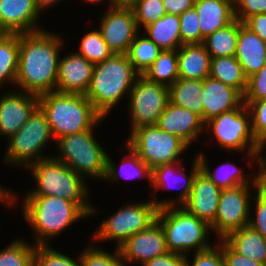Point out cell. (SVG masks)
<instances>
[{"mask_svg":"<svg viewBox=\"0 0 266 266\" xmlns=\"http://www.w3.org/2000/svg\"><path fill=\"white\" fill-rule=\"evenodd\" d=\"M62 44L63 38L53 31L19 34L16 88L37 96L56 91Z\"/></svg>","mask_w":266,"mask_h":266,"instance_id":"obj_1","label":"cell"},{"mask_svg":"<svg viewBox=\"0 0 266 266\" xmlns=\"http://www.w3.org/2000/svg\"><path fill=\"white\" fill-rule=\"evenodd\" d=\"M35 185L25 196H55L77 203L90 217L98 213L89 202L90 189L85 179L53 155L40 159L26 168ZM89 199V200H88Z\"/></svg>","mask_w":266,"mask_h":266,"instance_id":"obj_2","label":"cell"},{"mask_svg":"<svg viewBox=\"0 0 266 266\" xmlns=\"http://www.w3.org/2000/svg\"><path fill=\"white\" fill-rule=\"evenodd\" d=\"M55 142L66 135L97 128L104 117L83 94L52 91L38 96Z\"/></svg>","mask_w":266,"mask_h":266,"instance_id":"obj_3","label":"cell"},{"mask_svg":"<svg viewBox=\"0 0 266 266\" xmlns=\"http://www.w3.org/2000/svg\"><path fill=\"white\" fill-rule=\"evenodd\" d=\"M23 219L34 232L36 246H49L69 226L89 215L75 202L55 196H24Z\"/></svg>","mask_w":266,"mask_h":266,"instance_id":"obj_4","label":"cell"},{"mask_svg":"<svg viewBox=\"0 0 266 266\" xmlns=\"http://www.w3.org/2000/svg\"><path fill=\"white\" fill-rule=\"evenodd\" d=\"M139 75L127 54H113L103 62L94 64L85 96L106 118L123 98L129 96Z\"/></svg>","mask_w":266,"mask_h":266,"instance_id":"obj_5","label":"cell"},{"mask_svg":"<svg viewBox=\"0 0 266 266\" xmlns=\"http://www.w3.org/2000/svg\"><path fill=\"white\" fill-rule=\"evenodd\" d=\"M156 221L164 230L169 252L189 256L190 251L198 252L212 246V242L208 240L209 233H212L210 225L183 206L159 208Z\"/></svg>","mask_w":266,"mask_h":266,"instance_id":"obj_6","label":"cell"},{"mask_svg":"<svg viewBox=\"0 0 266 266\" xmlns=\"http://www.w3.org/2000/svg\"><path fill=\"white\" fill-rule=\"evenodd\" d=\"M94 131L96 129L59 138L54 143L58 148V157H54L84 179L101 181L106 174L108 153L96 140Z\"/></svg>","mask_w":266,"mask_h":266,"instance_id":"obj_7","label":"cell"},{"mask_svg":"<svg viewBox=\"0 0 266 266\" xmlns=\"http://www.w3.org/2000/svg\"><path fill=\"white\" fill-rule=\"evenodd\" d=\"M205 131L206 134L209 133V139L212 134L220 148L230 154L234 151L244 153L248 157V166L251 168V165H254L259 143L253 135L250 113L244 103L239 108L221 113L207 121Z\"/></svg>","mask_w":266,"mask_h":266,"instance_id":"obj_8","label":"cell"},{"mask_svg":"<svg viewBox=\"0 0 266 266\" xmlns=\"http://www.w3.org/2000/svg\"><path fill=\"white\" fill-rule=\"evenodd\" d=\"M51 140L55 141L50 125L45 113L38 106L19 131L7 139V149L2 162L10 167L16 165L27 168L40 159L51 157L43 152Z\"/></svg>","mask_w":266,"mask_h":266,"instance_id":"obj_9","label":"cell"},{"mask_svg":"<svg viewBox=\"0 0 266 266\" xmlns=\"http://www.w3.org/2000/svg\"><path fill=\"white\" fill-rule=\"evenodd\" d=\"M126 144L153 170L163 164L184 162L181 157L189 147L174 134L162 131L156 125L134 129Z\"/></svg>","mask_w":266,"mask_h":266,"instance_id":"obj_10","label":"cell"},{"mask_svg":"<svg viewBox=\"0 0 266 266\" xmlns=\"http://www.w3.org/2000/svg\"><path fill=\"white\" fill-rule=\"evenodd\" d=\"M158 209L151 199L143 202H127L100 222L91 240L95 242L116 240L115 247L118 248L131 236L149 228L156 221Z\"/></svg>","mask_w":266,"mask_h":266,"instance_id":"obj_11","label":"cell"},{"mask_svg":"<svg viewBox=\"0 0 266 266\" xmlns=\"http://www.w3.org/2000/svg\"><path fill=\"white\" fill-rule=\"evenodd\" d=\"M129 99V100H128ZM130 112V133L141 126L155 125L169 99V87L139 75L127 98Z\"/></svg>","mask_w":266,"mask_h":266,"instance_id":"obj_12","label":"cell"},{"mask_svg":"<svg viewBox=\"0 0 266 266\" xmlns=\"http://www.w3.org/2000/svg\"><path fill=\"white\" fill-rule=\"evenodd\" d=\"M256 187L257 184H244L222 189L215 221L210 225L217 240H222L231 232L248 226L252 203L250 197H253Z\"/></svg>","mask_w":266,"mask_h":266,"instance_id":"obj_13","label":"cell"},{"mask_svg":"<svg viewBox=\"0 0 266 266\" xmlns=\"http://www.w3.org/2000/svg\"><path fill=\"white\" fill-rule=\"evenodd\" d=\"M192 161L191 171L187 175L183 169V162H176L173 164H163L155 167L152 170L151 175V187H154V190H171L180 189V193L173 199H161L159 200L155 194L151 199L158 208H163L167 206H181L189 197L190 191L193 187V182L197 173L201 170L200 163L197 159V156ZM183 181V182H182ZM182 183V184H181ZM181 184V186H179Z\"/></svg>","mask_w":266,"mask_h":266,"instance_id":"obj_14","label":"cell"},{"mask_svg":"<svg viewBox=\"0 0 266 266\" xmlns=\"http://www.w3.org/2000/svg\"><path fill=\"white\" fill-rule=\"evenodd\" d=\"M98 30L113 54H127L140 32L132 9L111 7L102 14Z\"/></svg>","mask_w":266,"mask_h":266,"instance_id":"obj_15","label":"cell"},{"mask_svg":"<svg viewBox=\"0 0 266 266\" xmlns=\"http://www.w3.org/2000/svg\"><path fill=\"white\" fill-rule=\"evenodd\" d=\"M118 251L125 266H130L134 262H138L137 264L140 263L142 266L147 261L168 252L164 230L155 221L146 230L140 231L126 240L118 247Z\"/></svg>","mask_w":266,"mask_h":266,"instance_id":"obj_16","label":"cell"},{"mask_svg":"<svg viewBox=\"0 0 266 266\" xmlns=\"http://www.w3.org/2000/svg\"><path fill=\"white\" fill-rule=\"evenodd\" d=\"M38 107V96L20 90L0 97V136L9 139L28 121Z\"/></svg>","mask_w":266,"mask_h":266,"instance_id":"obj_17","label":"cell"},{"mask_svg":"<svg viewBox=\"0 0 266 266\" xmlns=\"http://www.w3.org/2000/svg\"><path fill=\"white\" fill-rule=\"evenodd\" d=\"M155 125L164 132L178 136L188 146L199 140L198 137L201 138L202 133L206 135L205 123L199 114L170 101Z\"/></svg>","mask_w":266,"mask_h":266,"instance_id":"obj_18","label":"cell"},{"mask_svg":"<svg viewBox=\"0 0 266 266\" xmlns=\"http://www.w3.org/2000/svg\"><path fill=\"white\" fill-rule=\"evenodd\" d=\"M94 64L75 51L59 59L56 91L85 95L93 75Z\"/></svg>","mask_w":266,"mask_h":266,"instance_id":"obj_19","label":"cell"},{"mask_svg":"<svg viewBox=\"0 0 266 266\" xmlns=\"http://www.w3.org/2000/svg\"><path fill=\"white\" fill-rule=\"evenodd\" d=\"M35 0H0V26L9 34L43 30Z\"/></svg>","mask_w":266,"mask_h":266,"instance_id":"obj_20","label":"cell"},{"mask_svg":"<svg viewBox=\"0 0 266 266\" xmlns=\"http://www.w3.org/2000/svg\"><path fill=\"white\" fill-rule=\"evenodd\" d=\"M221 192L222 189L200 170L195 176L188 199L181 206L211 225L215 221Z\"/></svg>","mask_w":266,"mask_h":266,"instance_id":"obj_21","label":"cell"},{"mask_svg":"<svg viewBox=\"0 0 266 266\" xmlns=\"http://www.w3.org/2000/svg\"><path fill=\"white\" fill-rule=\"evenodd\" d=\"M203 122L220 115L221 113L239 108L243 103V94L236 88L223 82L206 77L203 80Z\"/></svg>","mask_w":266,"mask_h":266,"instance_id":"obj_22","label":"cell"},{"mask_svg":"<svg viewBox=\"0 0 266 266\" xmlns=\"http://www.w3.org/2000/svg\"><path fill=\"white\" fill-rule=\"evenodd\" d=\"M235 57L247 77L266 64V43L240 21Z\"/></svg>","mask_w":266,"mask_h":266,"instance_id":"obj_23","label":"cell"},{"mask_svg":"<svg viewBox=\"0 0 266 266\" xmlns=\"http://www.w3.org/2000/svg\"><path fill=\"white\" fill-rule=\"evenodd\" d=\"M201 31V44L204 38L235 20L234 3L230 0H195Z\"/></svg>","mask_w":266,"mask_h":266,"instance_id":"obj_24","label":"cell"},{"mask_svg":"<svg viewBox=\"0 0 266 266\" xmlns=\"http://www.w3.org/2000/svg\"><path fill=\"white\" fill-rule=\"evenodd\" d=\"M178 76L203 81L210 74V54L203 44L182 45L177 50Z\"/></svg>","mask_w":266,"mask_h":266,"instance_id":"obj_25","label":"cell"},{"mask_svg":"<svg viewBox=\"0 0 266 266\" xmlns=\"http://www.w3.org/2000/svg\"><path fill=\"white\" fill-rule=\"evenodd\" d=\"M143 29L144 34L162 50H178L182 46L179 15L165 14Z\"/></svg>","mask_w":266,"mask_h":266,"instance_id":"obj_26","label":"cell"},{"mask_svg":"<svg viewBox=\"0 0 266 266\" xmlns=\"http://www.w3.org/2000/svg\"><path fill=\"white\" fill-rule=\"evenodd\" d=\"M200 152L196 156L200 163L202 172H204L208 178L220 189H230L244 184H257L256 175H245L243 173V168L241 170L240 167L233 163L224 162V164H220L216 170H210V167H208L207 164V158H205L206 155L203 154L202 151Z\"/></svg>","mask_w":266,"mask_h":266,"instance_id":"obj_27","label":"cell"},{"mask_svg":"<svg viewBox=\"0 0 266 266\" xmlns=\"http://www.w3.org/2000/svg\"><path fill=\"white\" fill-rule=\"evenodd\" d=\"M235 252L266 266V239L249 226L231 232L223 239Z\"/></svg>","mask_w":266,"mask_h":266,"instance_id":"obj_28","label":"cell"},{"mask_svg":"<svg viewBox=\"0 0 266 266\" xmlns=\"http://www.w3.org/2000/svg\"><path fill=\"white\" fill-rule=\"evenodd\" d=\"M124 145H126V147H123L122 151L125 152V148H128L126 151L129 153H127L120 161V168L116 166V163L113 162L108 154L104 180H107L106 182H119L120 178L127 180L135 178L136 180V178L139 179L141 177L142 179L144 177L148 179L150 184L152 170L144 163L143 160L138 157V155L130 148V146L127 144Z\"/></svg>","mask_w":266,"mask_h":266,"instance_id":"obj_29","label":"cell"},{"mask_svg":"<svg viewBox=\"0 0 266 266\" xmlns=\"http://www.w3.org/2000/svg\"><path fill=\"white\" fill-rule=\"evenodd\" d=\"M203 81L178 78L169 87V99L173 104L199 114L203 120Z\"/></svg>","mask_w":266,"mask_h":266,"instance_id":"obj_30","label":"cell"},{"mask_svg":"<svg viewBox=\"0 0 266 266\" xmlns=\"http://www.w3.org/2000/svg\"><path fill=\"white\" fill-rule=\"evenodd\" d=\"M209 76L238 89L242 94L246 91L248 77L235 56L211 58Z\"/></svg>","mask_w":266,"mask_h":266,"instance_id":"obj_31","label":"cell"},{"mask_svg":"<svg viewBox=\"0 0 266 266\" xmlns=\"http://www.w3.org/2000/svg\"><path fill=\"white\" fill-rule=\"evenodd\" d=\"M238 35L239 20L235 19L227 26L204 38L203 45L211 58L235 56Z\"/></svg>","mask_w":266,"mask_h":266,"instance_id":"obj_32","label":"cell"},{"mask_svg":"<svg viewBox=\"0 0 266 266\" xmlns=\"http://www.w3.org/2000/svg\"><path fill=\"white\" fill-rule=\"evenodd\" d=\"M143 76L150 81L170 87L179 78L177 50H162Z\"/></svg>","mask_w":266,"mask_h":266,"instance_id":"obj_33","label":"cell"},{"mask_svg":"<svg viewBox=\"0 0 266 266\" xmlns=\"http://www.w3.org/2000/svg\"><path fill=\"white\" fill-rule=\"evenodd\" d=\"M18 60L19 34H9L0 43V89L1 85H8V83L15 86Z\"/></svg>","mask_w":266,"mask_h":266,"instance_id":"obj_34","label":"cell"},{"mask_svg":"<svg viewBox=\"0 0 266 266\" xmlns=\"http://www.w3.org/2000/svg\"><path fill=\"white\" fill-rule=\"evenodd\" d=\"M140 33L136 35L131 43L127 56L135 70L143 75L162 52V49L146 35H139Z\"/></svg>","mask_w":266,"mask_h":266,"instance_id":"obj_35","label":"cell"},{"mask_svg":"<svg viewBox=\"0 0 266 266\" xmlns=\"http://www.w3.org/2000/svg\"><path fill=\"white\" fill-rule=\"evenodd\" d=\"M79 43V49L75 52L93 64L103 62L113 55L98 28L87 32Z\"/></svg>","mask_w":266,"mask_h":266,"instance_id":"obj_36","label":"cell"},{"mask_svg":"<svg viewBox=\"0 0 266 266\" xmlns=\"http://www.w3.org/2000/svg\"><path fill=\"white\" fill-rule=\"evenodd\" d=\"M36 245L16 238L0 251V266H32Z\"/></svg>","mask_w":266,"mask_h":266,"instance_id":"obj_37","label":"cell"},{"mask_svg":"<svg viewBox=\"0 0 266 266\" xmlns=\"http://www.w3.org/2000/svg\"><path fill=\"white\" fill-rule=\"evenodd\" d=\"M81 266H125L121 259L118 248H115L113 253L95 246V243L87 245L80 252Z\"/></svg>","mask_w":266,"mask_h":266,"instance_id":"obj_38","label":"cell"},{"mask_svg":"<svg viewBox=\"0 0 266 266\" xmlns=\"http://www.w3.org/2000/svg\"><path fill=\"white\" fill-rule=\"evenodd\" d=\"M32 266H81L80 254L75 260L52 246H36Z\"/></svg>","mask_w":266,"mask_h":266,"instance_id":"obj_39","label":"cell"},{"mask_svg":"<svg viewBox=\"0 0 266 266\" xmlns=\"http://www.w3.org/2000/svg\"><path fill=\"white\" fill-rule=\"evenodd\" d=\"M132 11L134 12L137 26L139 29L141 28V31L142 28L161 19L166 14L163 0H139L132 8Z\"/></svg>","mask_w":266,"mask_h":266,"instance_id":"obj_40","label":"cell"},{"mask_svg":"<svg viewBox=\"0 0 266 266\" xmlns=\"http://www.w3.org/2000/svg\"><path fill=\"white\" fill-rule=\"evenodd\" d=\"M179 18L182 45L201 44L199 18L195 8L186 10Z\"/></svg>","mask_w":266,"mask_h":266,"instance_id":"obj_41","label":"cell"},{"mask_svg":"<svg viewBox=\"0 0 266 266\" xmlns=\"http://www.w3.org/2000/svg\"><path fill=\"white\" fill-rule=\"evenodd\" d=\"M250 117L253 135L258 143L266 138V98L258 101H244Z\"/></svg>","mask_w":266,"mask_h":266,"instance_id":"obj_42","label":"cell"},{"mask_svg":"<svg viewBox=\"0 0 266 266\" xmlns=\"http://www.w3.org/2000/svg\"><path fill=\"white\" fill-rule=\"evenodd\" d=\"M255 194L251 199L255 202L251 206L250 204V215L248 226L254 231L261 234L266 239V193L261 191L258 187L255 189ZM254 208V209H251ZM252 210H254L253 215L251 214Z\"/></svg>","mask_w":266,"mask_h":266,"instance_id":"obj_43","label":"cell"},{"mask_svg":"<svg viewBox=\"0 0 266 266\" xmlns=\"http://www.w3.org/2000/svg\"><path fill=\"white\" fill-rule=\"evenodd\" d=\"M193 258V260H188L189 258L186 256V266H224L221 240L213 243L210 248L194 252Z\"/></svg>","mask_w":266,"mask_h":266,"instance_id":"obj_44","label":"cell"},{"mask_svg":"<svg viewBox=\"0 0 266 266\" xmlns=\"http://www.w3.org/2000/svg\"><path fill=\"white\" fill-rule=\"evenodd\" d=\"M266 98V64L260 71L247 79V88L243 94L244 101H258Z\"/></svg>","mask_w":266,"mask_h":266,"instance_id":"obj_45","label":"cell"},{"mask_svg":"<svg viewBox=\"0 0 266 266\" xmlns=\"http://www.w3.org/2000/svg\"><path fill=\"white\" fill-rule=\"evenodd\" d=\"M234 13L235 19L243 23L253 15L266 13V0H236Z\"/></svg>","mask_w":266,"mask_h":266,"instance_id":"obj_46","label":"cell"},{"mask_svg":"<svg viewBox=\"0 0 266 266\" xmlns=\"http://www.w3.org/2000/svg\"><path fill=\"white\" fill-rule=\"evenodd\" d=\"M221 249L224 256V266H265L263 263L235 252L223 239Z\"/></svg>","mask_w":266,"mask_h":266,"instance_id":"obj_47","label":"cell"},{"mask_svg":"<svg viewBox=\"0 0 266 266\" xmlns=\"http://www.w3.org/2000/svg\"><path fill=\"white\" fill-rule=\"evenodd\" d=\"M142 266H186V256L168 251L147 261Z\"/></svg>","mask_w":266,"mask_h":266,"instance_id":"obj_48","label":"cell"},{"mask_svg":"<svg viewBox=\"0 0 266 266\" xmlns=\"http://www.w3.org/2000/svg\"><path fill=\"white\" fill-rule=\"evenodd\" d=\"M243 24L266 43V13L253 15L247 18Z\"/></svg>","mask_w":266,"mask_h":266,"instance_id":"obj_49","label":"cell"},{"mask_svg":"<svg viewBox=\"0 0 266 266\" xmlns=\"http://www.w3.org/2000/svg\"><path fill=\"white\" fill-rule=\"evenodd\" d=\"M195 0H163L166 14L181 15L186 10L193 8Z\"/></svg>","mask_w":266,"mask_h":266,"instance_id":"obj_50","label":"cell"},{"mask_svg":"<svg viewBox=\"0 0 266 266\" xmlns=\"http://www.w3.org/2000/svg\"><path fill=\"white\" fill-rule=\"evenodd\" d=\"M16 197L17 196H16L15 192L13 193V191L11 189L9 190V189L5 188V186L2 187L0 185V202L2 204H4L6 206V208L8 207V209H9L12 206L15 207V205H14L16 202L15 200L18 199Z\"/></svg>","mask_w":266,"mask_h":266,"instance_id":"obj_51","label":"cell"},{"mask_svg":"<svg viewBox=\"0 0 266 266\" xmlns=\"http://www.w3.org/2000/svg\"><path fill=\"white\" fill-rule=\"evenodd\" d=\"M139 0H107L111 8L132 9Z\"/></svg>","mask_w":266,"mask_h":266,"instance_id":"obj_52","label":"cell"},{"mask_svg":"<svg viewBox=\"0 0 266 266\" xmlns=\"http://www.w3.org/2000/svg\"><path fill=\"white\" fill-rule=\"evenodd\" d=\"M256 183L257 187L266 193V167H257Z\"/></svg>","mask_w":266,"mask_h":266,"instance_id":"obj_53","label":"cell"},{"mask_svg":"<svg viewBox=\"0 0 266 266\" xmlns=\"http://www.w3.org/2000/svg\"><path fill=\"white\" fill-rule=\"evenodd\" d=\"M266 147V138L259 143V149H258V156L256 160V166L257 167H266V153L265 156L263 155V152L265 151Z\"/></svg>","mask_w":266,"mask_h":266,"instance_id":"obj_54","label":"cell"},{"mask_svg":"<svg viewBox=\"0 0 266 266\" xmlns=\"http://www.w3.org/2000/svg\"><path fill=\"white\" fill-rule=\"evenodd\" d=\"M60 1L63 0H35L37 9L40 13L46 11V9L49 10V7L51 8L54 5L61 3Z\"/></svg>","mask_w":266,"mask_h":266,"instance_id":"obj_55","label":"cell"},{"mask_svg":"<svg viewBox=\"0 0 266 266\" xmlns=\"http://www.w3.org/2000/svg\"><path fill=\"white\" fill-rule=\"evenodd\" d=\"M9 35V33L0 26V43Z\"/></svg>","mask_w":266,"mask_h":266,"instance_id":"obj_56","label":"cell"},{"mask_svg":"<svg viewBox=\"0 0 266 266\" xmlns=\"http://www.w3.org/2000/svg\"><path fill=\"white\" fill-rule=\"evenodd\" d=\"M86 2H90V4H92V3H100L101 1H104V0H85Z\"/></svg>","mask_w":266,"mask_h":266,"instance_id":"obj_57","label":"cell"}]
</instances>
